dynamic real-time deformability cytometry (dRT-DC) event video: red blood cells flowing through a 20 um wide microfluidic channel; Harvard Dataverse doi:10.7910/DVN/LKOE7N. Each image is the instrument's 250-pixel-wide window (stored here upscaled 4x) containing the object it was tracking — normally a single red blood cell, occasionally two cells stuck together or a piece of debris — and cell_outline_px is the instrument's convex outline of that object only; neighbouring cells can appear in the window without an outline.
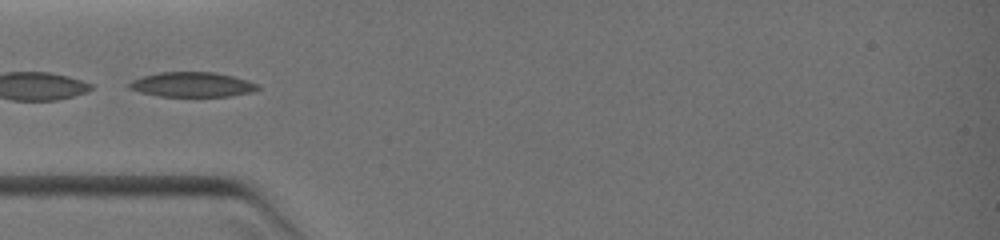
{"species": "common noctule bat (a hibernating species)", "species_latin": "Nyctalus noctula", "temperature_condition": "warm", "stored_images_in_passage": 2, "camera_frame_rate_fps": 3000, "um_per_image_px": 0.085, "animal": {"sex": "female", "body_mass_g": 19.0, "forearm_length_mm": 51.5}, "frame": {"image": 1, "passage_image": 1, "time_ms": 0.0, "image_size_px": [1000, 240], "cell_outline_px": [[260, 88], [252, 92], [232, 96], [160, 96], [140, 92], [128, 88], [124, 84], [132, 80], [144, 76], [160, 72], [216, 72], [248, 80], [260, 84]], "centroid_in_image_um": [16.34, 7.18], "position_along_channel_um": 68.7, "area_um2": 18.73}}